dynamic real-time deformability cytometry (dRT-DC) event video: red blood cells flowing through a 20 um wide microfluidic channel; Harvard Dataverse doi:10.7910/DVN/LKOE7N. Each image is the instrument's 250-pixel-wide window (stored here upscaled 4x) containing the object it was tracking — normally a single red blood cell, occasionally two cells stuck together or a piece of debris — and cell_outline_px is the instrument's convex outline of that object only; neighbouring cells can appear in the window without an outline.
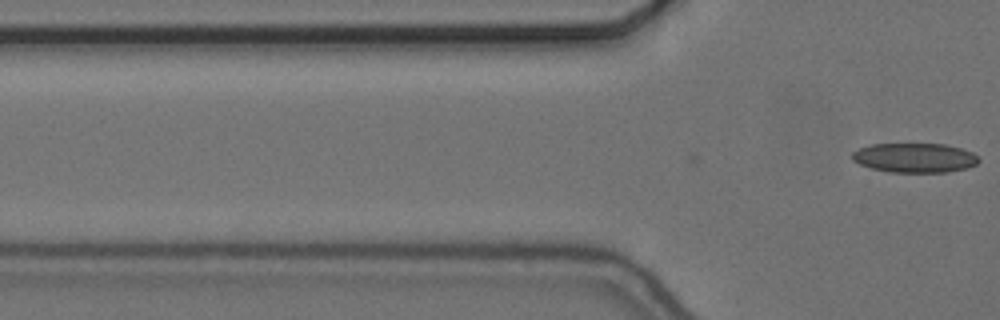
{"species": "common noctule bat (a hibernating species)", "species_latin": "Nyctalus noctula", "temperature_condition": "cold", "stored_images_in_passage": 2, "camera_frame_rate_fps": 3000, "um_per_image_px": 0.085, "animal": {"sex": "female", "body_mass_g": 24.6, "forearm_length_mm": 56.2}, "frame": {"image": 1, "passage_image": 2, "time_ms": 0.333, "image_size_px": [1000, 320], "cell_outline_px": [[980, 160], [976, 164], [968, 168], [948, 172], [888, 172], [872, 168], [860, 164], [852, 160], [852, 152], [860, 148], [872, 144], [944, 144], [960, 148], [972, 152]], "centroid_in_image_um": [77.75, 13.42], "position_along_channel_um": 48.0, "area_um2": 21.68}}